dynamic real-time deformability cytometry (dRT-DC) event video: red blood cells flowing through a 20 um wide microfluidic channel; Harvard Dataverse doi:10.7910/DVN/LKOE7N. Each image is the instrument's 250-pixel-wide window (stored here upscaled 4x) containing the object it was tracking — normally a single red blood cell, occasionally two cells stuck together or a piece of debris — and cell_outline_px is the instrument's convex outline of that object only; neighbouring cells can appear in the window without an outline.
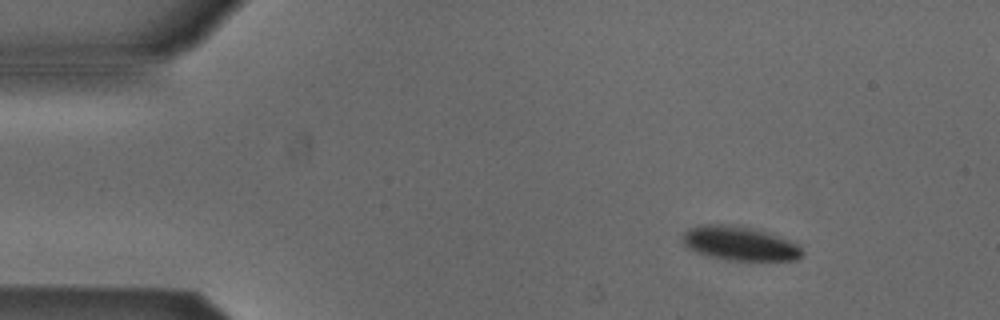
{"species": "Egyptian fruit bat (a non-hibernating species)", "species_latin": "Rousettus aegyptiacus", "temperature_condition": "cold", "stored_images_in_passage": 47, "camera_frame_rate_fps": 3000, "um_per_image_px": 0.085, "animal": {"sex": "male"}, "frame": {"image": 1, "passage_image": 1, "time_ms": 0.0, "image_size_px": [1000, 320], "cell_outline_px": [[804, 256], [796, 260], [728, 260], [708, 256], [684, 248], [680, 240], [680, 236], [688, 228], [700, 224], [720, 224], [752, 228], [788, 240], [796, 244], [804, 252]], "centroid_in_image_um": [62.77, 20.7], "position_along_channel_um": 22.2, "area_um2": 23.87}}
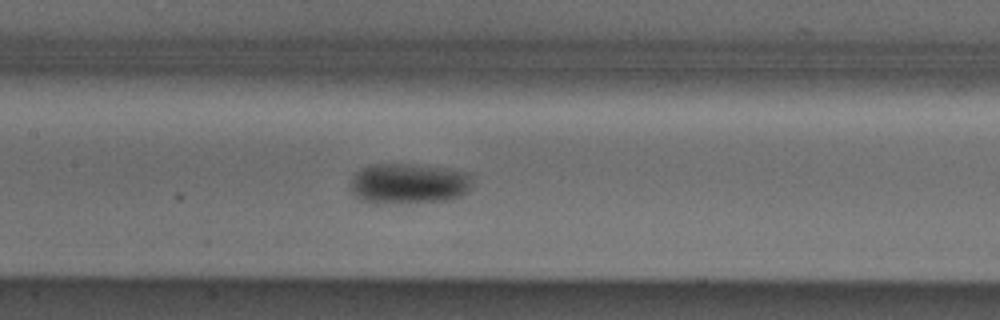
{"frame": {"image": 2, "passage_image": 19, "time_ms": 6.0, "image_size_px": [1000, 320], "cell_outline_px": [[472, 184], [468, 192], [460, 196], [448, 200], [384, 204], [376, 204], [360, 200], [352, 196], [348, 188], [348, 184], [352, 176], [360, 168], [372, 164], [416, 164], [448, 168], [468, 172], [472, 176]], "centroid_in_image_um": [34.68, 15.61], "position_along_channel_um": 172.7, "area_um2": 29.71}}
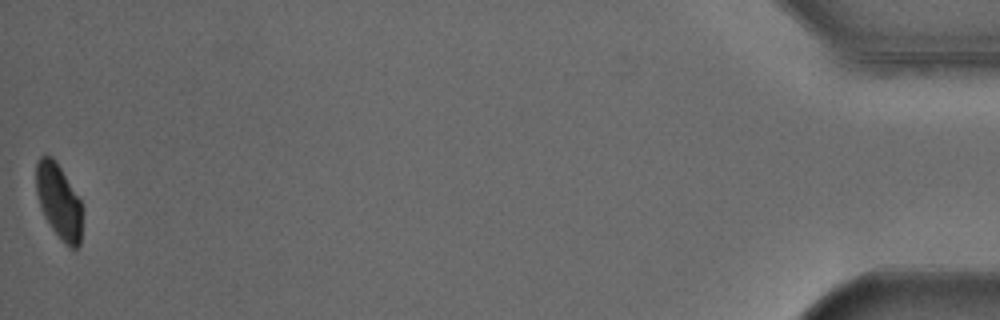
{"frame": {"image": 3, "passage_image": 47, "time_ms": 15.333, "image_size_px": [1000, 320], "cell_outline_px": [[80, 244], [76, 248], [68, 248], [60, 240], [44, 216], [40, 208], [36, 192], [36, 164], [40, 156], [52, 156], [60, 168], [80, 200]], "centroid_in_image_um": [4.96, 17.13], "position_along_channel_um": 430.2, "area_um2": 19.71}, "authors_computed_cell_mechanics": {"area_um2": 25.3742, "velocity_mm_per_s": 3.8441, "shape_relaxation_time_tau1_ms": 5.3103, "shape_relaxation_time_tau2_ms": null, "deformation_change_tau1": 0.0802, "deformation_change_tau2": null}}